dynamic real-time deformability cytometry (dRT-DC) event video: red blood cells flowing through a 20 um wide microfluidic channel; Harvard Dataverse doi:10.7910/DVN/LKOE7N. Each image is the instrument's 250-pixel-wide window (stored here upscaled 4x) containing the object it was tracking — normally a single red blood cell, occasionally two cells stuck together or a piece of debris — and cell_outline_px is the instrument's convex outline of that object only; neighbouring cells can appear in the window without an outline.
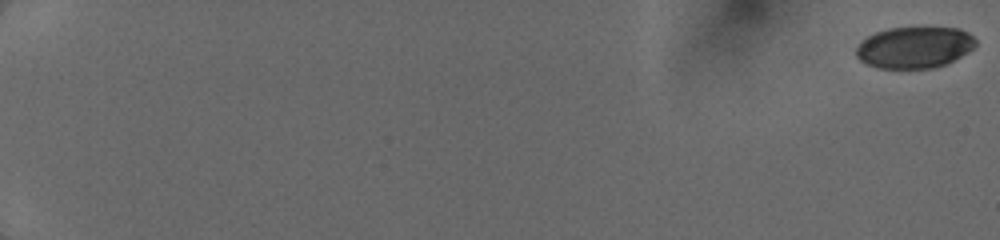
{"species": "human", "species_latin": "Homo sapiens", "temperature_condition": "cold", "stored_images_in_passage": 16, "camera_frame_rate_fps": 3000, "um_per_image_px": 0.085, "donor": {"sex": "female"}, "frame": {"image": 1, "passage_image": 1, "time_ms": 0.0, "image_size_px": [1000, 240], "cell_outline_px": [[976, 44], [968, 52], [944, 64], [932, 68], [876, 68], [860, 60], [856, 56], [856, 48], [868, 36], [876, 32], [888, 28], [960, 28], [968, 32], [976, 40]], "centroid_in_image_um": [77.72, 4.03], "position_along_channel_um": 7.3, "area_um2": 28.55}}
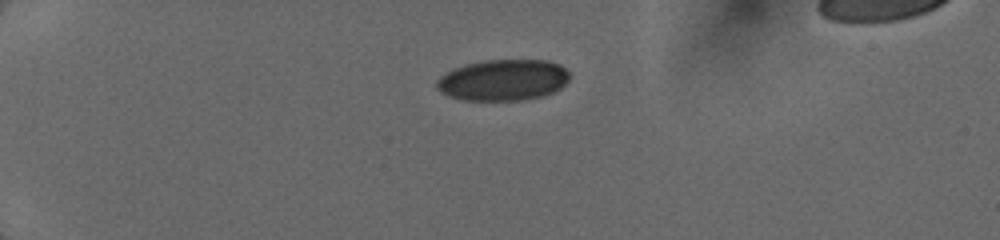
{"frame": {"image": 2, "passage_image": 10, "time_ms": 5.0, "image_size_px": [1000, 240], "cell_outline_px": [[568, 80], [560, 88], [544, 96], [520, 100], [464, 100], [448, 96], [440, 92], [436, 88], [436, 80], [440, 76], [452, 68], [484, 60], [548, 60], [560, 64], [568, 72]], "centroid_in_image_um": [42.73, 6.8], "position_along_channel_um": 42.3, "area_um2": 31.96}}